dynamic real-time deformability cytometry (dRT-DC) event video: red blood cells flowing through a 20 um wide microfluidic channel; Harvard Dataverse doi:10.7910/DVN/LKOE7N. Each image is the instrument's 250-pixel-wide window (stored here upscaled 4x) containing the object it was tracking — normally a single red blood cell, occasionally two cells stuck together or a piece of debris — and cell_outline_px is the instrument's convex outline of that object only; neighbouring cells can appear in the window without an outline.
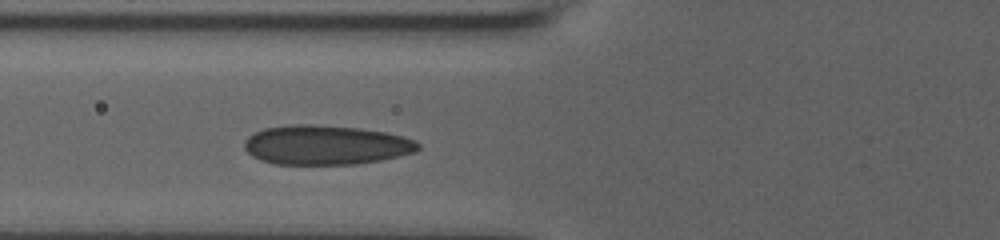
{"species": "human", "species_latin": "Homo sapiens", "temperature_condition": "room temperature", "stored_images_in_passage": 4, "camera_frame_rate_fps": 3000, "um_per_image_px": 0.085, "donor": {"sex": "male"}, "frame": {"image": 1, "passage_image": 4, "time_ms": 1.0, "image_size_px": [1000, 240], "cell_outline_px": [[420, 148], [416, 152], [400, 156], [380, 160], [356, 164], [276, 164], [260, 160], [252, 156], [244, 148], [244, 140], [248, 136], [264, 128], [292, 124], [312, 124], [360, 128], [384, 132], [404, 136], [416, 140], [420, 144]], "centroid_in_image_um": [27.71, 12.32], "position_along_channel_um": 98.1, "area_um2": 40.17}}